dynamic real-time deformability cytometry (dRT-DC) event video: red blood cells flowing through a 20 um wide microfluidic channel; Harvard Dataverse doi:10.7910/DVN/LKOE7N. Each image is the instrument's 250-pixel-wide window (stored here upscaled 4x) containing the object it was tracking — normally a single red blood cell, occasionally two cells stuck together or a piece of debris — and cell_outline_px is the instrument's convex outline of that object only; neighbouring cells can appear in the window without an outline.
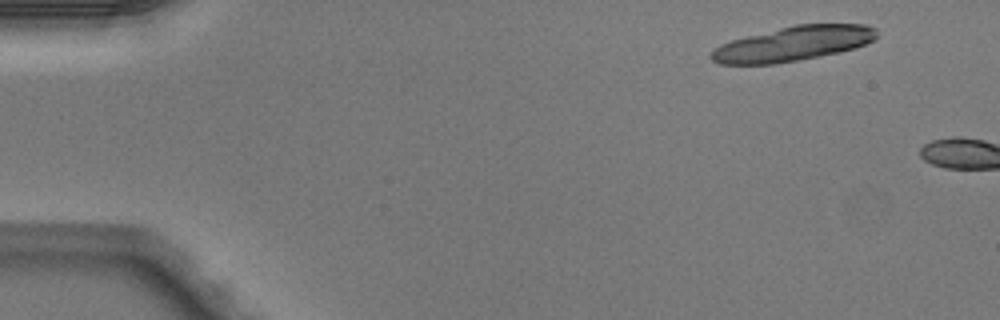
{"species": "Egyptian fruit bat (a non-hibernating species)", "species_latin": "Rousettus aegyptiacus", "temperature_condition": "warm", "stored_images_in_passage": 2, "camera_frame_rate_fps": 3000, "um_per_image_px": 0.085, "animal": {"sex": "male"}, "frame": {"image": 1, "passage_image": 1, "time_ms": 0.0, "image_size_px": [1000, 320], "cell_outline_px": [[876, 36], [872, 40], [856, 48], [840, 52], [776, 64], [720, 64], [712, 60], [708, 56], [720, 44], [732, 40], [796, 24], [864, 24], [876, 28]], "centroid_in_image_um": [67.42, 3.72], "position_along_channel_um": 17.6, "area_um2": 33.12}}